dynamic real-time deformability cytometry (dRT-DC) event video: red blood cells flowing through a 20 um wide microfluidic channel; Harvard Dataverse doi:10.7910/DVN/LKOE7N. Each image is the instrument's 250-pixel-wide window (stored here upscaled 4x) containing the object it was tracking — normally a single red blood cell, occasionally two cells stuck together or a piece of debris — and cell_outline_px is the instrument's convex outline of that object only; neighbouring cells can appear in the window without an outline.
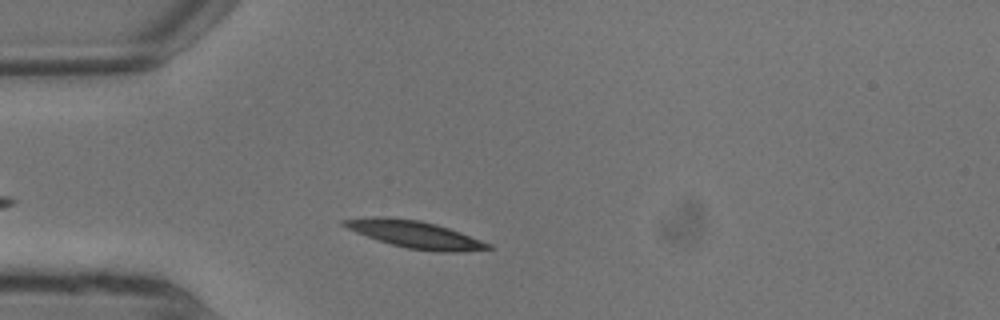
{"species": "common noctule bat (a hibernating species)", "species_latin": "Nyctalus noctula", "temperature_condition": "warm", "stored_images_in_passage": 7, "camera_frame_rate_fps": 3000, "um_per_image_px": 0.085, "animal": {"sex": "male", "body_mass_g": 13.3}, "frame": {"image": 1, "passage_image": 3, "time_ms": 0.667, "image_size_px": [1000, 320], "cell_outline_px": [[492, 248], [456, 252], [444, 252], [408, 248], [392, 244], [356, 232], [340, 224], [340, 220], [420, 220], [436, 224], [460, 232], [492, 244]], "centroid_in_image_um": [35.44, 19.98], "position_along_channel_um": 49.6, "area_um2": 21.21}}
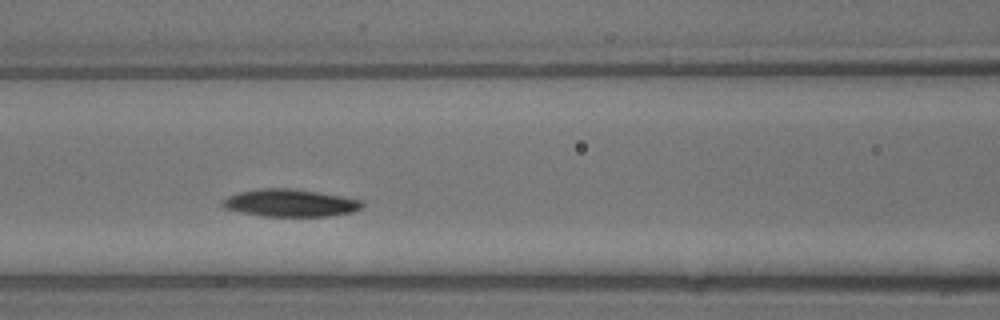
{"frame": {"image": 2, "passage_image": 6, "time_ms": 1.667, "image_size_px": [1000, 320], "cell_outline_px": [[364, 204], [360, 208], [352, 212], [328, 216], [264, 216], [224, 208], [220, 204], [220, 200], [228, 196], [240, 192], [256, 188], [292, 188], [364, 200]], "centroid_in_image_um": [24.64, 17.24], "position_along_channel_um": 142.0, "area_um2": 22.25}}
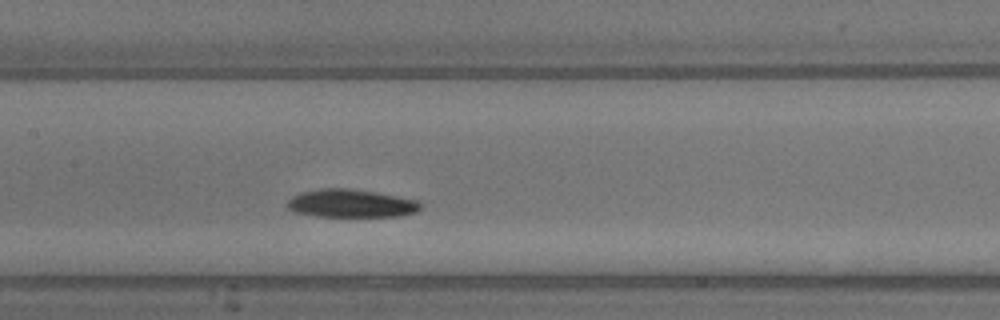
{"frame": {"image": 3, "passage_image": 7, "time_ms": 2.0, "image_size_px": [1000, 320], "cell_outline_px": [[424, 204], [416, 212], [400, 216], [316, 216], [292, 212], [284, 208], [284, 204], [292, 196], [304, 192], [320, 188], [344, 188], [376, 192], [420, 200]], "centroid_in_image_um": [29.82, 17.29], "position_along_channel_um": 177.6, "area_um2": 22.08}}